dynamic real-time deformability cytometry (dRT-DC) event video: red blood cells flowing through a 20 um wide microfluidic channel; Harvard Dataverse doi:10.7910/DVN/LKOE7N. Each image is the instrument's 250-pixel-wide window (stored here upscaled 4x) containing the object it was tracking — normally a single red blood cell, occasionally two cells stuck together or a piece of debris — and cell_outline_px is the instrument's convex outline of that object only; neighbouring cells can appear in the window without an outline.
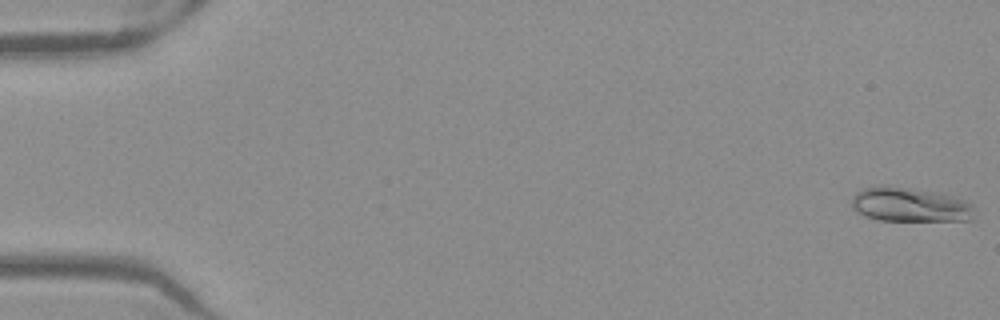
{"species": "Egyptian fruit bat (a non-hibernating species)", "species_latin": "Rousettus aegyptiacus", "temperature_condition": "warm", "stored_images_in_passage": 52, "camera_frame_rate_fps": 3000, "um_per_image_px": 0.085, "frame": {"image": 1, "passage_image": 1, "time_ms": 0.0, "image_size_px": [1000, 320], "cell_outline_px": [[976, 208], [972, 220], [880, 220], [864, 216], [856, 212], [852, 208], [852, 196], [856, 192], [864, 188], [888, 184], [956, 196], [972, 204]], "centroid_in_image_um": [77.34, 17.39], "position_along_channel_um": 7.7, "area_um2": 24.8}}
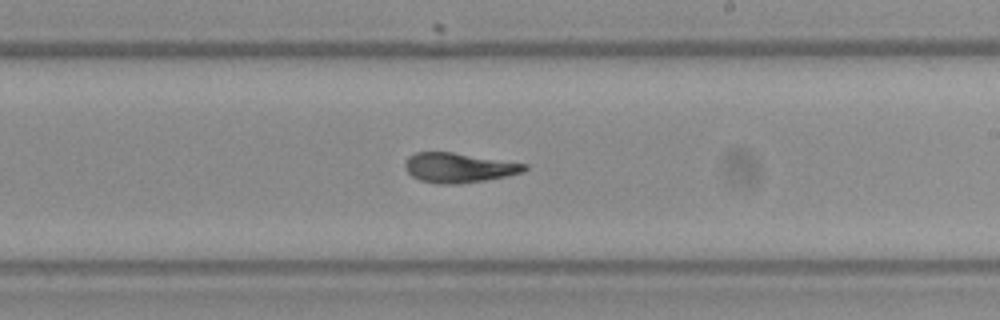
{"frame": {"image": 2, "passage_image": 31, "time_ms": 10.0, "image_size_px": [1000, 320], "cell_outline_px": [[528, 168], [524, 172], [484, 180], [460, 184], [436, 184], [420, 180], [412, 176], [404, 168], [404, 164], [408, 156], [416, 152], [452, 152], [528, 164]], "centroid_in_image_um": [38.97, 14.25], "position_along_channel_um": 250.0, "area_um2": 20.69}}
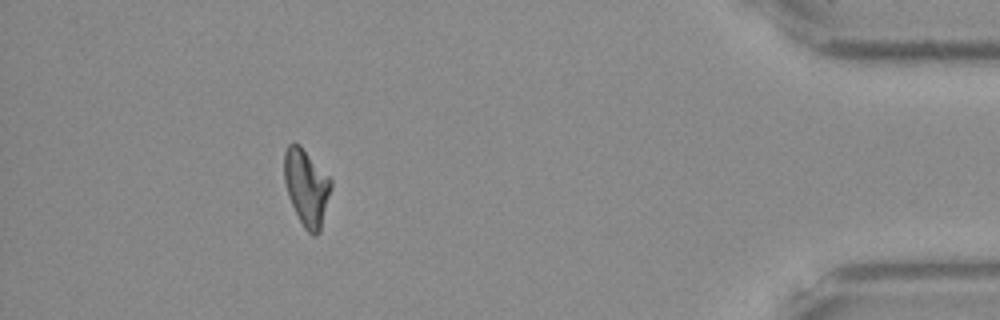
{"frame": {"image": 3, "passage_image": 47, "time_ms": 15.333, "image_size_px": [1000, 320], "cell_outline_px": [[332, 184], [320, 232], [316, 236], [312, 236], [304, 228], [288, 196], [284, 180], [284, 152], [288, 144], [300, 144], [332, 180]], "centroid_in_image_um": [26.05, 15.92], "position_along_channel_um": 409.2, "area_um2": 20.75}, "authors_computed_cell_mechanics": {"area_um2": 20.9525, "velocity_mm_per_s": 3.9731, "shape_relaxation_time_tau1_ms": 7.0519, "shape_relaxation_time_tau2_ms": 1.7082, "deformation_change_tau1": 0.2271, "deformation_change_tau2": 0.0824}}